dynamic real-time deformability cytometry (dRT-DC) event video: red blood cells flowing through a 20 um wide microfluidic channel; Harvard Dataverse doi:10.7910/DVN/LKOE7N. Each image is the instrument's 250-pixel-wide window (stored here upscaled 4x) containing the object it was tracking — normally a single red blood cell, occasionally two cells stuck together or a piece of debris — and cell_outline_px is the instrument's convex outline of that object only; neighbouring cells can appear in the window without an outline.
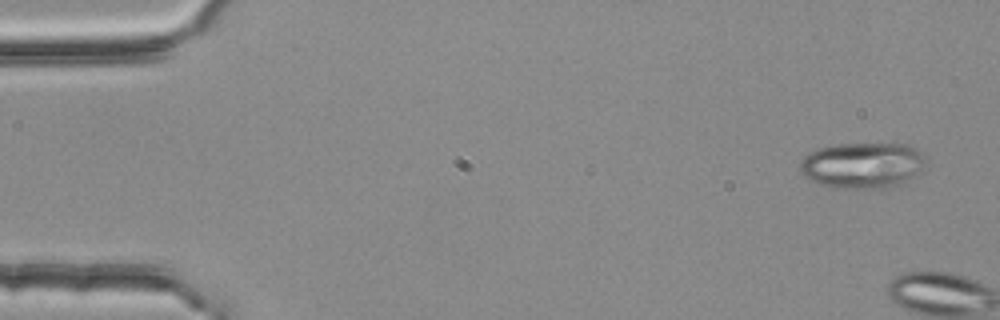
{"species": "common noctule bat (a hibernating species)", "species_latin": "Nyctalus noctula", "temperature_condition": "room temperature", "stored_images_in_passage": 5, "camera_frame_rate_fps": 3000, "um_per_image_px": 0.085, "animal": {"sex": "female", "body_mass_g": 25.1}, "frame": {"image": 1, "passage_image": 1, "time_ms": 0.0, "image_size_px": [1000, 320], "cell_outline_px": [[924, 164], [916, 176], [900, 184], [888, 188], [832, 188], [808, 180], [800, 172], [800, 164], [804, 156], [808, 152], [816, 148], [836, 144], [908, 144], [916, 148], [924, 156]], "centroid_in_image_um": [73.27, 14.05], "position_along_channel_um": 11.7, "area_um2": 33.93}}